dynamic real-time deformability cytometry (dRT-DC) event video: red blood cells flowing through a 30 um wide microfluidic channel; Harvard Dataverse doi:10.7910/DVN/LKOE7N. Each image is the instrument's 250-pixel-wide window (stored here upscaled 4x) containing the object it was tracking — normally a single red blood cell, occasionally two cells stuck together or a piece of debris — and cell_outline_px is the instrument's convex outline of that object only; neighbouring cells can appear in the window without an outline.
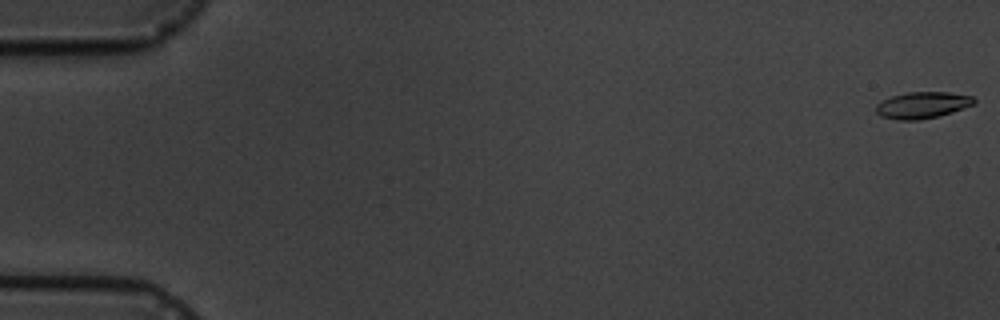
{"species": "common noctule bat (a hibernating species)", "species_latin": "Nyctalus noctula", "temperature_condition": "cold", "stored_images_in_passage": 6, "camera_frame_rate_fps": 3000, "um_per_image_px": 0.085, "animal": {"sex": "male", "body_mass_g": 19.5, "forearm_length_mm": 54.6}, "frame": {"image": 1, "passage_image": 1, "time_ms": 0.0, "image_size_px": [1000, 320], "cell_outline_px": [[976, 104], [940, 116], [920, 120], [896, 120], [880, 116], [876, 112], [876, 104], [892, 96], [908, 92], [948, 92], [972, 96], [976, 100]], "centroid_in_image_um": [78.42, 8.94], "position_along_channel_um": 6.6, "area_um2": 15.26}}
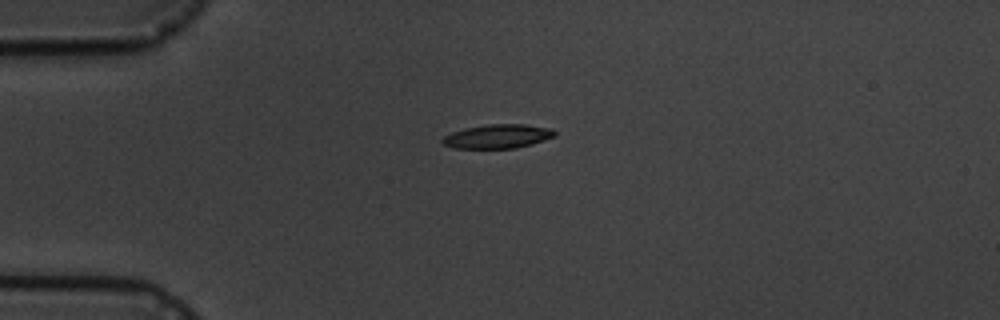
{"frame": {"image": 2, "passage_image": 5, "time_ms": 4.667, "image_size_px": [1000, 320], "cell_outline_px": [[556, 136], [532, 144], [516, 148], [456, 148], [444, 144], [440, 140], [444, 136], [452, 132], [464, 128], [488, 124], [524, 124], [552, 128], [556, 132]], "centroid_in_image_um": [42.33, 11.58], "position_along_channel_um": 42.7, "area_um2": 15.72}}